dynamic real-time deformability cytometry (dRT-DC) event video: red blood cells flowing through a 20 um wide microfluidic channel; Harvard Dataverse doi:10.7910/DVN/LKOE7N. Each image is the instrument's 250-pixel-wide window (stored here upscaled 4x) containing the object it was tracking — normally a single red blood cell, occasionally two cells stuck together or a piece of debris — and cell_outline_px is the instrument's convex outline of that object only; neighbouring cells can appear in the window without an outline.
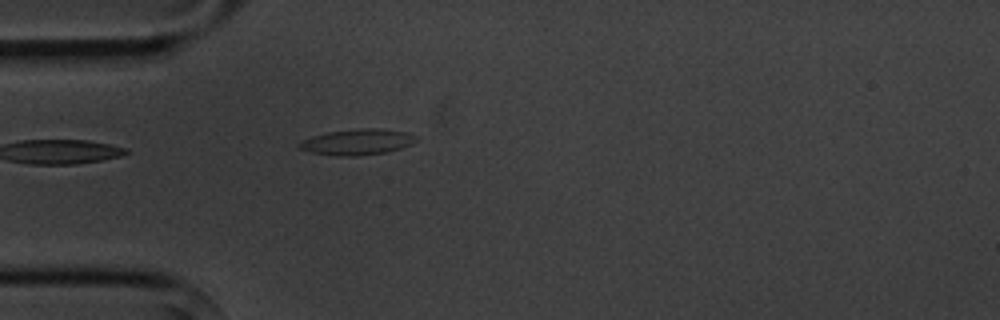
{"species": "common noctule bat (a hibernating species)", "species_latin": "Nyctalus noctula", "temperature_condition": "cold", "stored_images_in_passage": 4, "camera_frame_rate_fps": 3000, "um_per_image_px": 0.085, "animal": {"sex": "male", "body_mass_g": 20.1, "forearm_length_mm": 53.5}, "frame": {"image": 1, "passage_image": 4, "time_ms": 4.667, "image_size_px": [1000, 320], "cell_outline_px": [[420, 140], [412, 144], [388, 152], [356, 156], [336, 156], [312, 152], [300, 148], [296, 144], [312, 136], [328, 132], [360, 128], [376, 128], [404, 132], [416, 136]], "centroid_in_image_um": [30.4, 12.07], "position_along_channel_um": 54.6, "area_um2": 17.51}}